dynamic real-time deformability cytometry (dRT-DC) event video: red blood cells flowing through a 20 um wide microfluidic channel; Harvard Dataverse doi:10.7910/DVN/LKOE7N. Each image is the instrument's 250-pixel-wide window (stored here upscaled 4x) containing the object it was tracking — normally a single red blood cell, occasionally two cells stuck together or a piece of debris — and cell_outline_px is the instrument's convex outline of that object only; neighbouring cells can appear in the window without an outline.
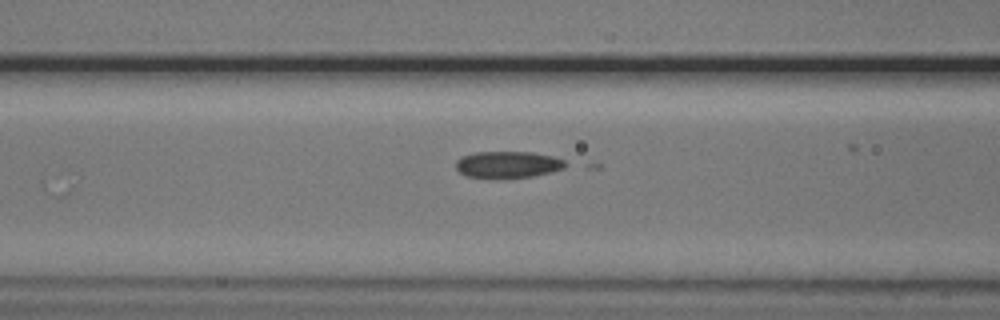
{"species": "common noctule bat (a hibernating species)", "species_latin": "Nyctalus noctula", "temperature_condition": "cold", "stored_images_in_passage": 23, "camera_frame_rate_fps": 3000, "um_per_image_px": 0.085, "animal": {"sex": "male", "body_mass_g": 20.5, "forearm_length_mm": 52.5}, "frame": {"image": 1, "passage_image": 14, "time_ms": 4.333, "image_size_px": [1000, 320], "cell_outline_px": [[572, 164], [564, 168], [552, 172], [532, 176], [464, 176], [456, 168], [456, 160], [460, 156], [476, 152], [532, 152], [552, 156], [564, 160]], "centroid_in_image_um": [43.21, 13.95], "position_along_channel_um": 123.4, "area_um2": 16.7}}
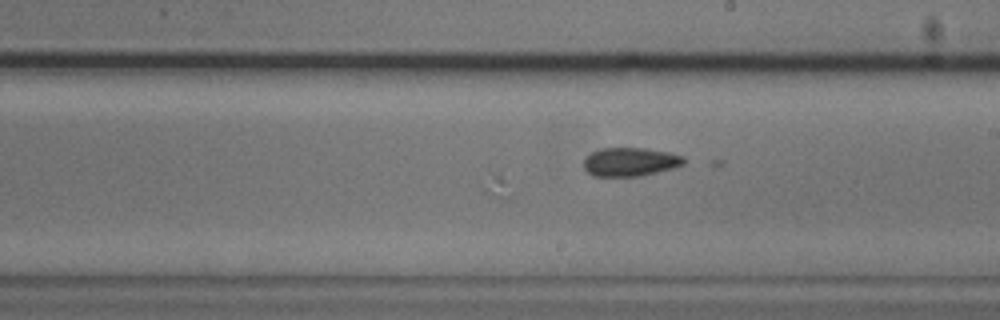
{"frame": {"image": 2, "passage_image": 23, "time_ms": 7.333, "image_size_px": [1000, 320], "cell_outline_px": [[684, 164], [672, 168], [640, 176], [592, 176], [584, 168], [584, 160], [592, 152], [600, 148], [644, 148], [668, 152], [684, 156]], "centroid_in_image_um": [53.55, 13.75], "position_along_channel_um": 235.4, "area_um2": 16.59}}